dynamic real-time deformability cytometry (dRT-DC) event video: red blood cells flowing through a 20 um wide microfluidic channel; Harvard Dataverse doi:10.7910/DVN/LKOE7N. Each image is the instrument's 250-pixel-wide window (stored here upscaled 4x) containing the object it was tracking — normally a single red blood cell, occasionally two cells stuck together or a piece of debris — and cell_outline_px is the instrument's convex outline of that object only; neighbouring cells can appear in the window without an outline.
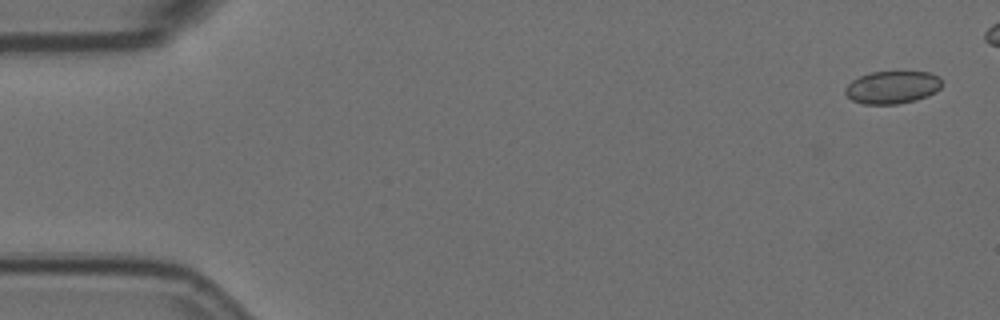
{"species": "Egyptian fruit bat (a non-hibernating species)", "species_latin": "Rousettus aegyptiacus", "temperature_condition": "room temperature", "stored_images_in_passage": 5, "camera_frame_rate_fps": 3000, "um_per_image_px": 0.085, "animal": {"sex": "female"}, "frame": {"image": 1, "passage_image": 1, "time_ms": 0.0, "image_size_px": [1000, 320], "cell_outline_px": [[940, 88], [936, 92], [928, 96], [916, 100], [896, 104], [864, 104], [852, 100], [844, 92], [844, 88], [852, 80], [860, 76], [872, 72], [932, 72], [940, 76]], "centroid_in_image_um": [75.85, 7.42], "position_along_channel_um": 9.1, "area_um2": 18.44}}
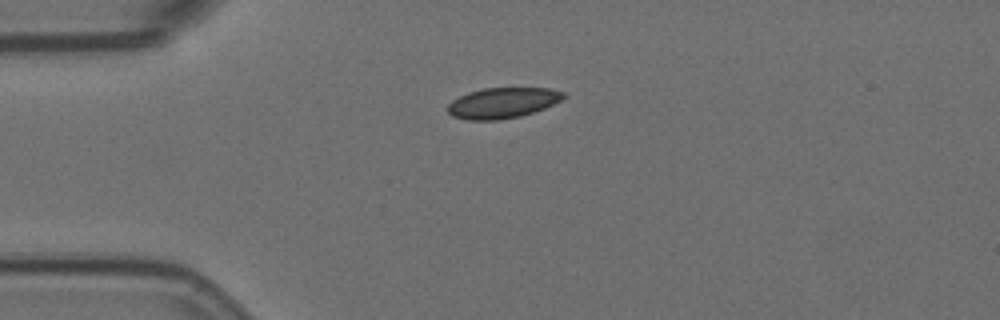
{"frame": {"image": 2, "passage_image": 5, "time_ms": 1.333, "image_size_px": [1000, 320], "cell_outline_px": [[568, 96], [544, 108], [520, 116], [496, 120], [468, 120], [452, 116], [448, 112], [448, 104], [452, 100], [468, 92], [484, 88], [548, 88], [564, 92]], "centroid_in_image_um": [42.71, 8.74], "position_along_channel_um": 42.3, "area_um2": 20.52}}